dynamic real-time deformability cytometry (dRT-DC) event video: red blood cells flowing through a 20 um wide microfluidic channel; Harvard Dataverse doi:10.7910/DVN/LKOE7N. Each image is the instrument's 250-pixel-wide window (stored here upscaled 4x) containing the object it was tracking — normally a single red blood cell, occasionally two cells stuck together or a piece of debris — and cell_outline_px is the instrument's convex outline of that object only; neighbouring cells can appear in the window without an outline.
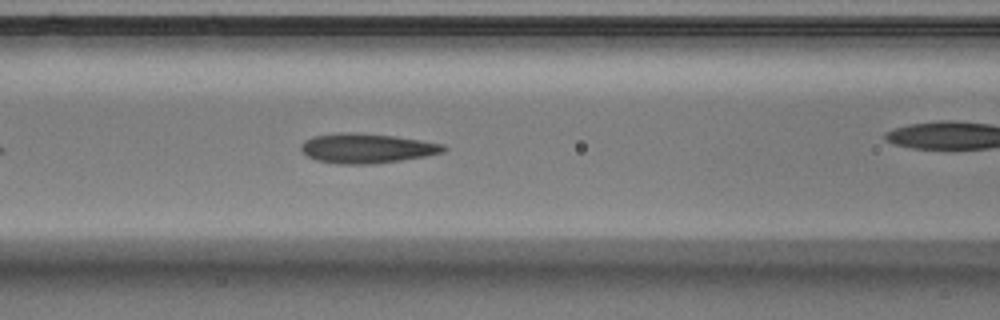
{"species": "Egyptian fruit bat (a non-hibernating species)", "species_latin": "Rousettus aegyptiacus", "temperature_condition": "warm", "stored_images_in_passage": 21, "camera_frame_rate_fps": 3000, "um_per_image_px": 0.085, "animal": {"sex": "male"}, "frame": {"image": 1, "passage_image": 10, "time_ms": 3.0, "image_size_px": [1000, 320], "cell_outline_px": [[448, 148], [444, 152], [424, 156], [400, 160], [372, 164], [340, 164], [316, 160], [308, 156], [300, 148], [300, 144], [304, 140], [312, 136], [340, 132], [352, 132], [396, 136], [444, 144]], "centroid_in_image_um": [31.16, 12.59], "position_along_channel_um": 135.4, "area_um2": 24.68}}